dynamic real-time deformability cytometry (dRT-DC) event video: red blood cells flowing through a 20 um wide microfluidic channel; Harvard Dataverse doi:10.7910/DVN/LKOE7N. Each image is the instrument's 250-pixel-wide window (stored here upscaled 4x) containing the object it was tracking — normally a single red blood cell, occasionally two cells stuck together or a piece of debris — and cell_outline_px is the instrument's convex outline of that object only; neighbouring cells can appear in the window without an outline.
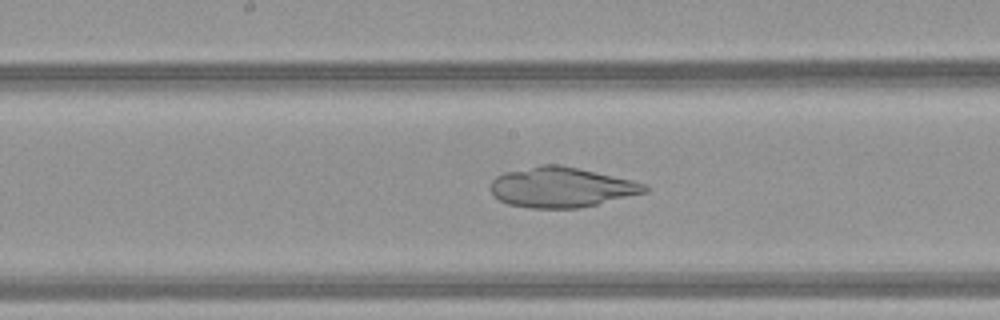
{"species": "common noctule bat (a hibernating species)", "species_latin": "Nyctalus noctula", "temperature_condition": "warm", "stored_images_in_passage": 49, "camera_frame_rate_fps": 3000, "um_per_image_px": 0.085, "animal": {"sex": "female", "body_mass_g": 21.9}, "frame": {"image": 1, "passage_image": 26, "time_ms": 8.333, "image_size_px": [1000, 320], "cell_outline_px": [[648, 192], [596, 204], [576, 208], [528, 208], [508, 204], [492, 196], [488, 188], [492, 180], [496, 176], [504, 172], [540, 164], [560, 164], [632, 180], [644, 184], [648, 188]], "centroid_in_image_um": [47.65, 15.91], "position_along_channel_um": 200.6, "area_um2": 36.18}}
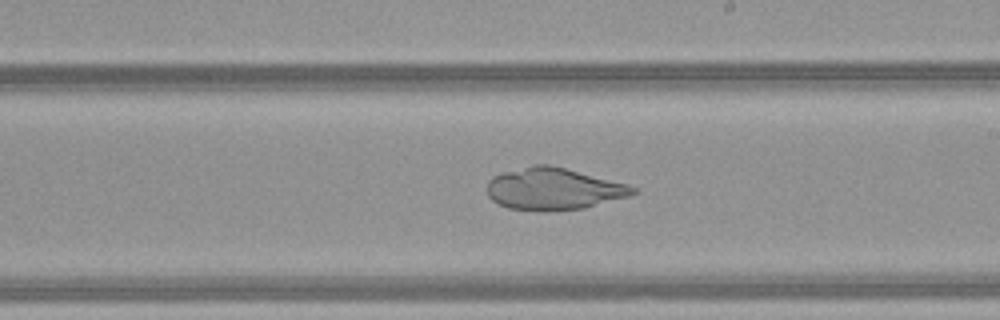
{"frame": {"image": 2, "passage_image": 29, "time_ms": 9.333, "image_size_px": [1000, 320], "cell_outline_px": [[640, 192], [632, 196], [584, 208], [544, 212], [540, 212], [508, 208], [496, 204], [488, 196], [488, 180], [492, 176], [500, 172], [536, 164], [552, 164], [628, 184], [636, 188]], "centroid_in_image_um": [47.06, 16.06], "position_along_channel_um": 241.9, "area_um2": 36.41}}